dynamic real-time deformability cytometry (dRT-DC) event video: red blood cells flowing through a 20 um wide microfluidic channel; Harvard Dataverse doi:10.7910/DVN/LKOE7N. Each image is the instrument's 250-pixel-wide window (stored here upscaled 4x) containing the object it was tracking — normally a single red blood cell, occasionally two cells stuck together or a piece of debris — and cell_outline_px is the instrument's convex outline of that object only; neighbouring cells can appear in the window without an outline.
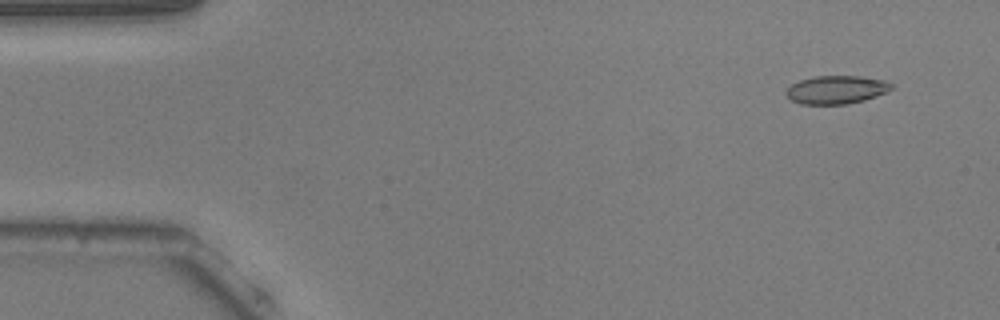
{"species": "common noctule bat (a hibernating species)", "species_latin": "Nyctalus noctula", "temperature_condition": "warm", "stored_images_in_passage": 15, "camera_frame_rate_fps": 3000, "um_per_image_px": 0.085, "animal": {"sex": "male", "body_mass_g": 20.5, "forearm_length_mm": 52.5}, "frame": {"image": 1, "passage_image": 4, "time_ms": 1.0, "image_size_px": [1000, 320], "cell_outline_px": [[892, 88], [888, 92], [864, 100], [844, 104], [800, 104], [792, 100], [784, 92], [792, 84], [800, 80], [816, 76], [860, 76], [884, 80], [892, 84]], "centroid_in_image_um": [71.1, 7.62], "position_along_channel_um": 13.9, "area_um2": 17.22}}